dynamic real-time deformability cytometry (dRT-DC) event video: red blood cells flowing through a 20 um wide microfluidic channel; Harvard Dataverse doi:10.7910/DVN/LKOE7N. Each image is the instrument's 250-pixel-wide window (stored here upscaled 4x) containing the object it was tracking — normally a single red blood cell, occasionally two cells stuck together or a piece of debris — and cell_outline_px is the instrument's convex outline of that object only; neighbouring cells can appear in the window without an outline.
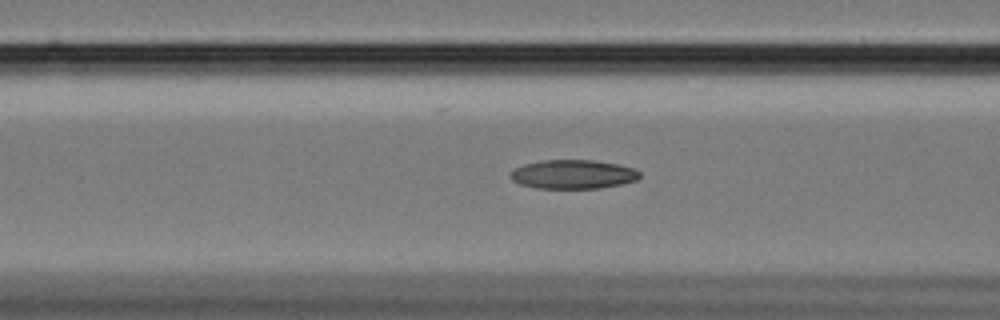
{"species": "Egyptian fruit bat (a non-hibernating species)", "species_latin": "Rousettus aegyptiacus", "temperature_condition": "cold", "stored_images_in_passage": 52, "camera_frame_rate_fps": 3000, "um_per_image_px": 0.085, "animal": {"sex": "female"}, "frame": {"image": 1, "passage_image": 17, "time_ms": 5.333, "image_size_px": [1000, 320], "cell_outline_px": [[640, 176], [636, 180], [620, 184], [600, 188], [536, 188], [520, 184], [512, 180], [508, 176], [516, 168], [524, 164], [544, 160], [592, 160], [616, 164], [636, 168], [640, 172]], "centroid_in_image_um": [48.71, 14.81], "position_along_channel_um": 117.9, "area_um2": 21.73}}
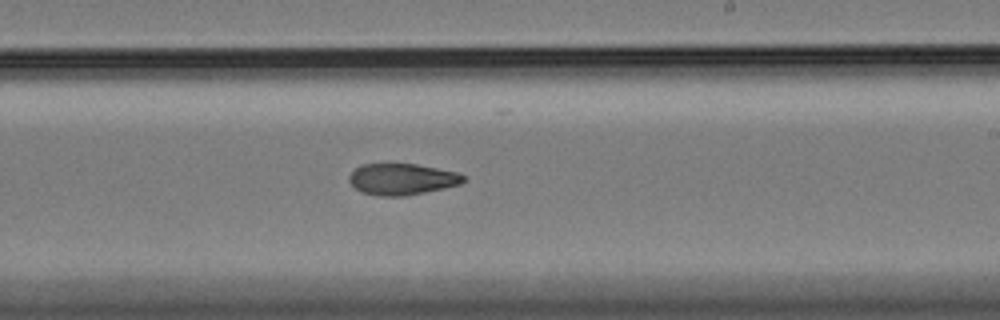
{"frame": {"image": 2, "passage_image": 29, "time_ms": 9.333, "image_size_px": [1000, 320], "cell_outline_px": [[464, 180], [460, 184], [444, 188], [404, 196], [380, 196], [360, 192], [348, 180], [348, 176], [356, 168], [364, 164], [416, 164], [456, 172], [464, 176]], "centroid_in_image_um": [34.14, 15.23], "position_along_channel_um": 254.9, "area_um2": 20.63}}
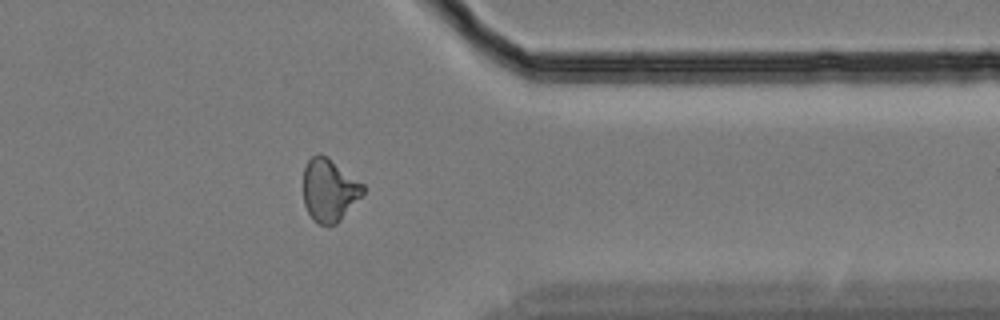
{"frame": {"image": 3, "passage_image": 41, "time_ms": 13.333, "image_size_px": [1000, 320], "cell_outline_px": [[364, 192], [340, 220], [336, 224], [320, 224], [312, 220], [304, 204], [304, 168], [308, 160], [312, 156], [320, 152], [328, 156], [364, 184]], "centroid_in_image_um": [27.98, 16.12], "position_along_channel_um": 383.4, "area_um2": 21.79}, "authors_computed_cell_mechanics": {"area_um2": 21.5594, "velocity_mm_per_s": 3.4238, "shape_relaxation_time_tau1_ms": 9.1648, "shape_relaxation_time_tau2_ms": 4.4543, "deformation_change_tau1": 0.1891, "deformation_change_tau2": 0.1063}}